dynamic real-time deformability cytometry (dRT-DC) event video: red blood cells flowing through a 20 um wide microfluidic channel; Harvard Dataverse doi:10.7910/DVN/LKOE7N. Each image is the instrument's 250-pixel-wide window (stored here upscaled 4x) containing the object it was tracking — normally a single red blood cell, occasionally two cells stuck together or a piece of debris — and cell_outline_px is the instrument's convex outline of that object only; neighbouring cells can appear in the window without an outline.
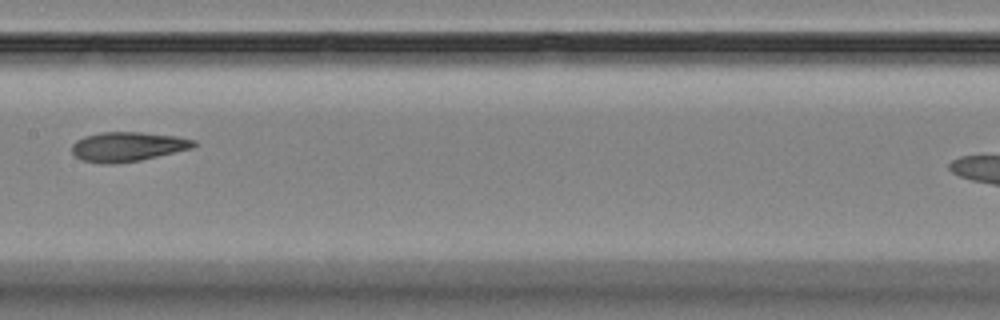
{"species": "Egyptian fruit bat (a non-hibernating species)", "species_latin": "Rousettus aegyptiacus", "temperature_condition": "room temperature", "stored_images_in_passage": 8, "camera_frame_rate_fps": 3000, "um_per_image_px": 0.085, "animal": {"sex": "female"}, "frame": {"image": 1, "passage_image": 5, "time_ms": 4.667, "image_size_px": [1000, 320], "cell_outline_px": [[196, 144], [192, 148], [140, 160], [112, 164], [104, 164], [80, 160], [72, 152], [72, 144], [76, 140], [84, 136], [100, 132], [140, 132], [176, 136], [196, 140]], "centroid_in_image_um": [10.81, 12.46], "position_along_channel_um": 196.6, "area_um2": 20.92}}
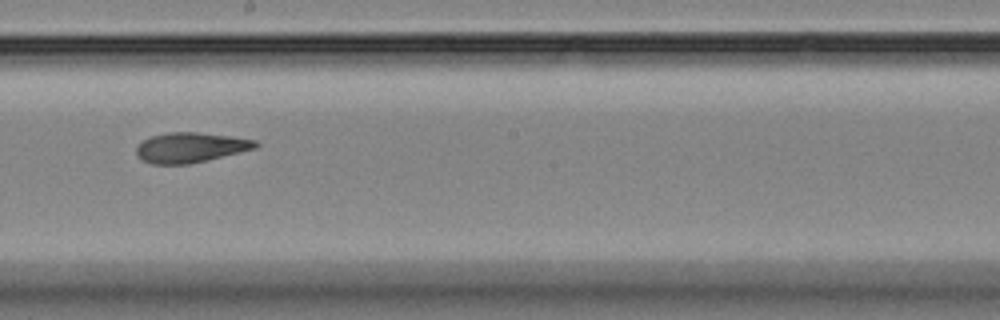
{"frame": {"image": 2, "passage_image": 6, "time_ms": 5.667, "image_size_px": [1000, 320], "cell_outline_px": [[260, 144], [256, 148], [240, 152], [188, 164], [152, 164], [140, 160], [136, 156], [136, 148], [144, 140], [152, 136], [168, 132], [196, 132], [232, 136], [256, 140]], "centroid_in_image_um": [16.18, 12.53], "position_along_channel_um": 232.0, "area_um2": 20.81}}
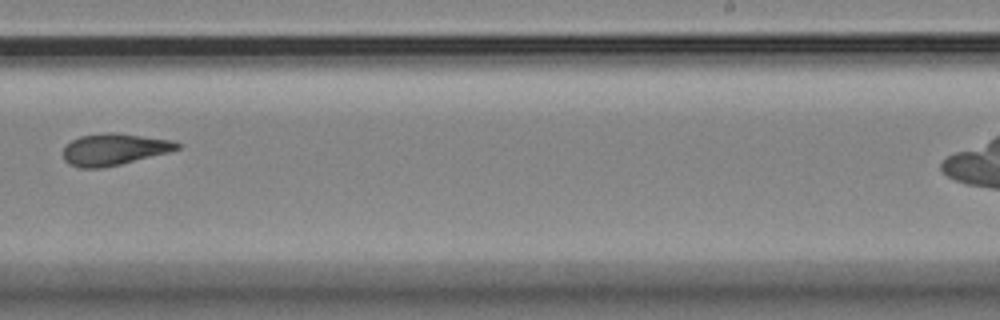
{"frame": {"image": 3, "passage_image": 7, "time_ms": 7.0, "image_size_px": [1000, 320], "cell_outline_px": [[180, 148], [168, 152], [104, 168], [80, 168], [68, 164], [64, 160], [64, 148], [72, 140], [80, 136], [108, 132], [116, 132], [172, 140], [180, 144]], "centroid_in_image_um": [9.68, 12.69], "position_along_channel_um": 279.3, "area_um2": 20.92}}